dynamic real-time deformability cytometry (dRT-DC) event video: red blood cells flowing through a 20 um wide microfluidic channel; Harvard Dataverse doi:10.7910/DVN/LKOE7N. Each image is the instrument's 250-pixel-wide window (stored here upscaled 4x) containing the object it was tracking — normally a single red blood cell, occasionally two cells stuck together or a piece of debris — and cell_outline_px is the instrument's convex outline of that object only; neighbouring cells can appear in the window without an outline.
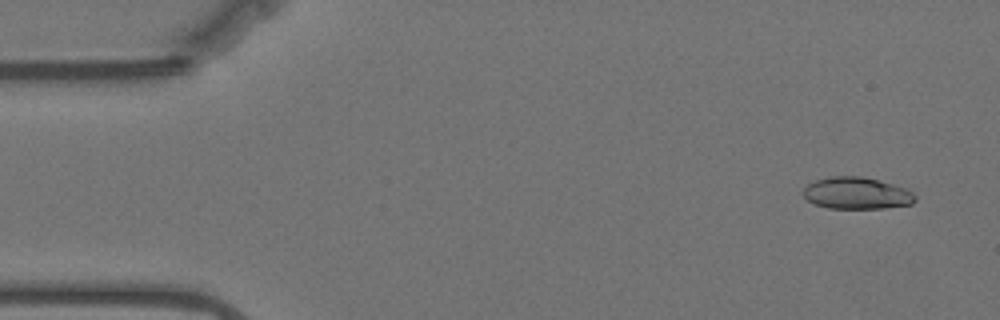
{"species": "Egyptian fruit bat (a non-hibernating species)", "species_latin": "Rousettus aegyptiacus", "temperature_condition": "warm", "stored_images_in_passage": 54, "camera_frame_rate_fps": 3000, "um_per_image_px": 0.085, "animal": {"sex": "female"}, "frame": {"image": 1, "passage_image": 1, "time_ms": 0.0, "image_size_px": [1000, 320], "cell_outline_px": [[916, 200], [912, 204], [884, 208], [828, 208], [816, 204], [808, 200], [800, 192], [808, 184], [816, 180], [832, 176], [864, 176], [908, 188], [916, 196]], "centroid_in_image_um": [72.84, 16.41], "position_along_channel_um": 12.2, "area_um2": 20.92}}
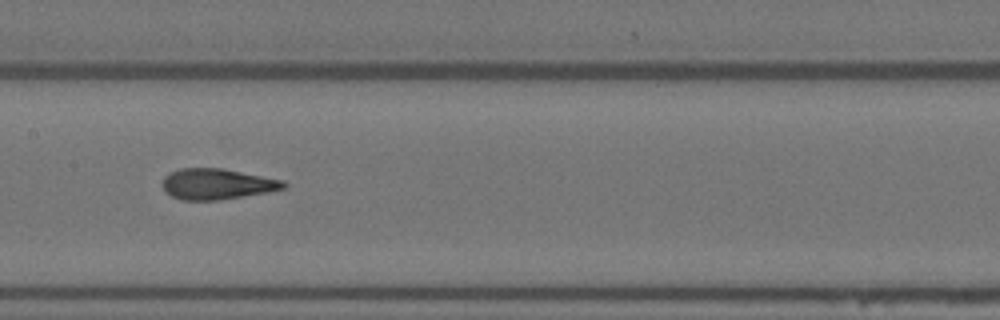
{"frame": {"image": 2, "passage_image": 25, "time_ms": 8.0, "image_size_px": [1000, 320], "cell_outline_px": [[288, 184], [284, 188], [268, 192], [220, 200], [180, 200], [172, 196], [160, 184], [164, 176], [168, 172], [180, 168], [224, 168], [284, 180]], "centroid_in_image_um": [18.44, 15.63], "position_along_channel_um": 189.0, "area_um2": 21.96}}
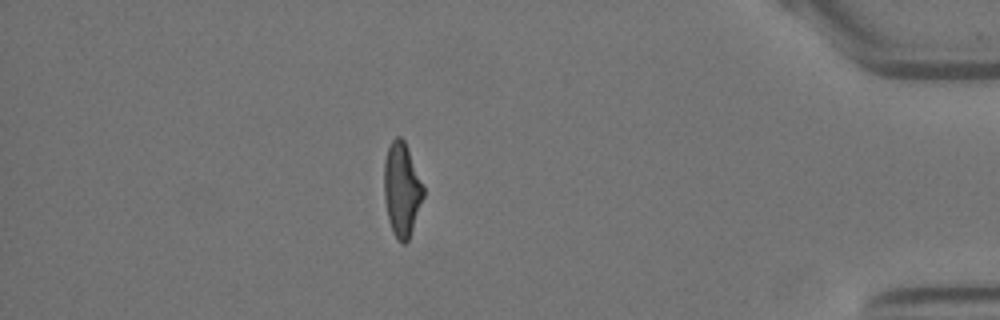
{"frame": {"image": 3, "passage_image": 47, "time_ms": 15.333, "image_size_px": [1000, 320], "cell_outline_px": [[424, 196], [408, 240], [404, 244], [400, 244], [396, 240], [392, 232], [388, 220], [384, 200], [384, 160], [388, 148], [392, 140], [396, 136], [400, 136], [404, 140], [424, 188]], "centroid_in_image_um": [34.13, 16.14], "position_along_channel_um": 401.1, "area_um2": 21.44}, "authors_computed_cell_mechanics": {"area_um2": 21.675, "velocity_mm_per_s": 3.5253, "shape_relaxation_time_tau1_ms": null, "shape_relaxation_time_tau2_ms": 1.2524, "deformation_change_tau1": null, "deformation_change_tau2": 0.0979}}